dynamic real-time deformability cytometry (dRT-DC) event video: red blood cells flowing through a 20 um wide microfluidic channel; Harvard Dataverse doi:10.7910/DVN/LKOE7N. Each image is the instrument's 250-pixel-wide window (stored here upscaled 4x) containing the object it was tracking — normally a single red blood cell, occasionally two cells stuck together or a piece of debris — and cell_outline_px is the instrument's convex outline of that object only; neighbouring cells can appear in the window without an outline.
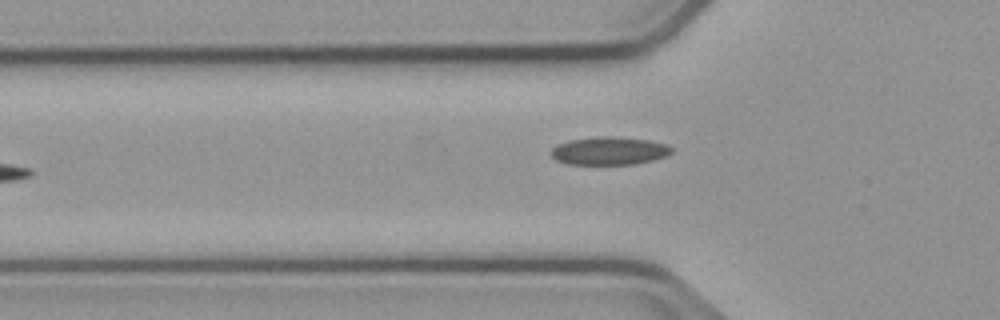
{"species": "common noctule bat (a hibernating species)", "species_latin": "Nyctalus noctula", "temperature_condition": "cold", "stored_images_in_passage": 5, "camera_frame_rate_fps": 3000, "um_per_image_px": 0.085, "animal": {"sex": "male", "body_mass_g": 23.1, "forearm_length_mm": 52.7}, "frame": {"image": 1, "passage_image": 5, "time_ms": 6.0, "image_size_px": [1000, 320], "cell_outline_px": [[672, 152], [668, 156], [636, 164], [568, 164], [556, 160], [552, 156], [552, 148], [568, 140], [600, 136], [612, 136], [648, 140], [668, 144], [672, 148]], "centroid_in_image_um": [51.83, 12.82], "position_along_channel_um": 74.0, "area_um2": 19.65}}